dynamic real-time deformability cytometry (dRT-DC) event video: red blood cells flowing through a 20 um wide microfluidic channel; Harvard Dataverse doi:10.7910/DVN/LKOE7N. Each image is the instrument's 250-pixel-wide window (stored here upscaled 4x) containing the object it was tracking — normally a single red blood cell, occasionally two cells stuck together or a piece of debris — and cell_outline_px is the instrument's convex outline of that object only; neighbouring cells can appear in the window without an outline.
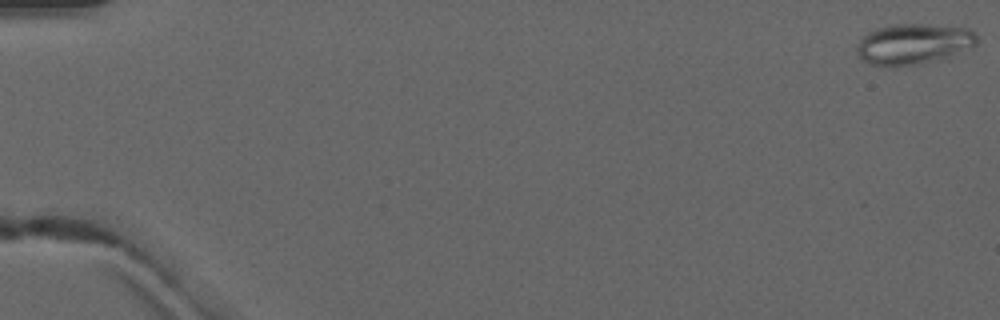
{"species": "common noctule bat (a hibernating species)", "species_latin": "Nyctalus noctula", "temperature_condition": "warm", "stored_images_in_passage": 6, "camera_frame_rate_fps": 3000, "um_per_image_px": 0.085, "animal": {"sex": "male", "forearm_length_mm": 52.5}, "frame": {"image": 1, "passage_image": 1, "time_ms": 0.0, "image_size_px": [1000, 320], "cell_outline_px": [[976, 44], [948, 56], [920, 64], [868, 64], [860, 56], [856, 48], [860, 40], [868, 32], [876, 28], [892, 24], [924, 24], [968, 28], [976, 36]], "centroid_in_image_um": [77.62, 3.7], "position_along_channel_um": 7.4, "area_um2": 27.51}}